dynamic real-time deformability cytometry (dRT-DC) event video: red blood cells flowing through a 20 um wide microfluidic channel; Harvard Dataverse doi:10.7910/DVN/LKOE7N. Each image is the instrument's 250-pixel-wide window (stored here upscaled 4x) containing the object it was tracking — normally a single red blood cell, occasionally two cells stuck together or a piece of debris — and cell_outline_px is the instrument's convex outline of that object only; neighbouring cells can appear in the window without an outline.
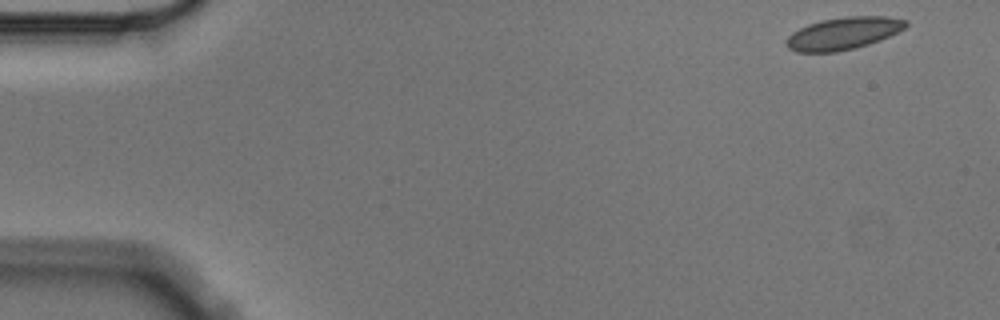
{"species": "Egyptian fruit bat (a non-hibernating species)", "species_latin": "Rousettus aegyptiacus", "temperature_condition": "cold", "stored_images_in_passage": 3, "camera_frame_rate_fps": 3000, "um_per_image_px": 0.085, "animal": {"sex": "male"}, "frame": {"image": 1, "passage_image": 1, "time_ms": 0.0, "image_size_px": [1000, 320], "cell_outline_px": [[908, 24], [904, 28], [880, 40], [868, 44], [836, 52], [796, 52], [788, 48], [784, 44], [784, 40], [792, 32], [808, 24], [820, 20], [844, 16], [888, 16], [908, 20]], "centroid_in_image_um": [71.64, 2.83], "position_along_channel_um": 13.4, "area_um2": 22.6}}